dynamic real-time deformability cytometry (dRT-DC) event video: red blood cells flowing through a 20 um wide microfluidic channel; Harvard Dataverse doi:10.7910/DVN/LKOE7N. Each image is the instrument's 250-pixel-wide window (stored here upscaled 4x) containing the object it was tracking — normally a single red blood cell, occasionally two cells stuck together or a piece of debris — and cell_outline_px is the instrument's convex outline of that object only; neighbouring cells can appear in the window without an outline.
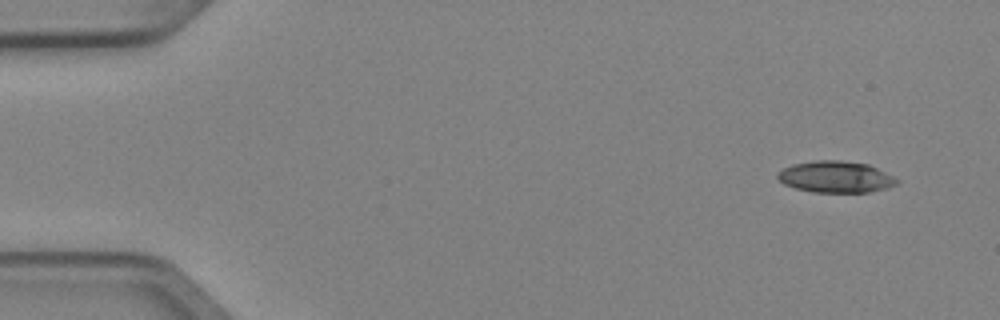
{"species": "Egyptian fruit bat (a non-hibernating species)", "species_latin": "Rousettus aegyptiacus", "temperature_condition": "cold", "stored_images_in_passage": 4, "camera_frame_rate_fps": 3000, "um_per_image_px": 0.085, "animal": {"sex": "female"}, "frame": {"image": 1, "passage_image": 1, "time_ms": 0.0, "image_size_px": [1000, 320], "cell_outline_px": [[900, 180], [896, 184], [888, 188], [868, 192], [812, 192], [796, 188], [784, 184], [776, 176], [776, 172], [792, 164], [816, 160], [840, 160], [868, 164]], "centroid_in_image_um": [71.01, 15.03], "position_along_channel_um": 14.0, "area_um2": 21.85}}
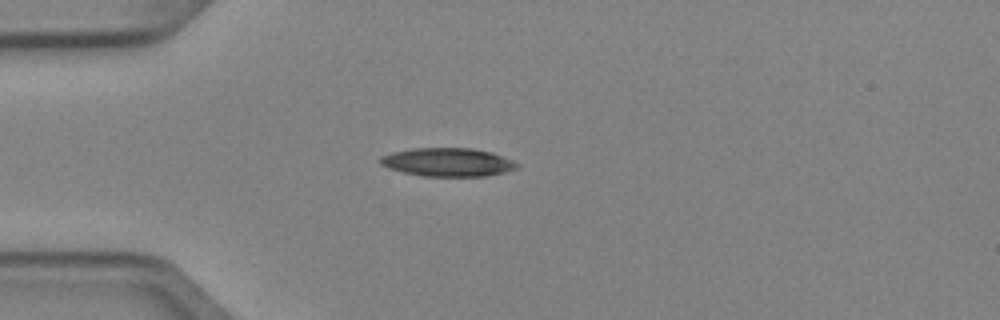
{"frame": {"image": 2, "passage_image": 4, "time_ms": 1.0, "image_size_px": [1000, 320], "cell_outline_px": [[520, 164], [516, 168], [504, 172], [488, 176], [424, 176], [404, 172], [388, 168], [380, 164], [380, 156], [392, 152], [412, 148], [472, 148], [492, 152], [512, 160]], "centroid_in_image_um": [38.05, 13.78], "position_along_channel_um": 46.9, "area_um2": 22.66}}